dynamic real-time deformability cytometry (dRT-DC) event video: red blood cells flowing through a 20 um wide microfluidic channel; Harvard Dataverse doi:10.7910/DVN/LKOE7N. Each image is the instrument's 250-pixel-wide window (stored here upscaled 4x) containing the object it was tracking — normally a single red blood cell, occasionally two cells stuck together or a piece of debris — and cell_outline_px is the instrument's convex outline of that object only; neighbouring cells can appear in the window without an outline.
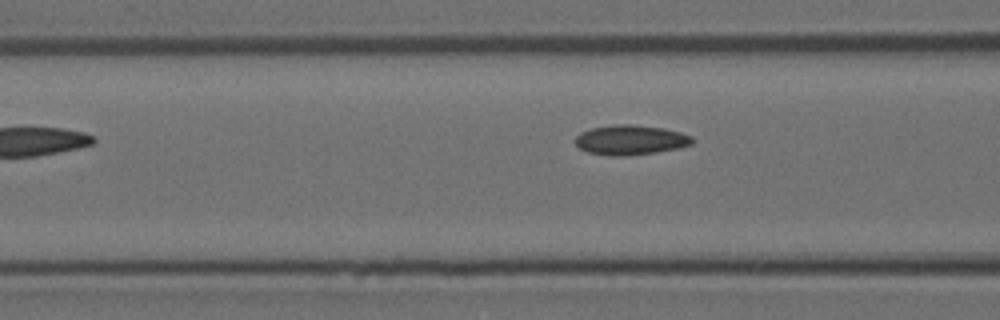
{"species": "Egyptian fruit bat (a non-hibernating species)", "species_latin": "Rousettus aegyptiacus", "temperature_condition": "room temperature", "stored_images_in_passage": 6, "camera_frame_rate_fps": 3000, "um_per_image_px": 0.085, "animal": {"sex": "female"}, "frame": {"image": 1, "passage_image": 6, "time_ms": 6.333, "image_size_px": [1000, 320], "cell_outline_px": [[692, 144], [676, 148], [656, 152], [624, 156], [608, 156], [588, 152], [580, 148], [576, 144], [576, 136], [580, 132], [592, 128], [616, 124], [632, 124], [664, 128], [680, 132], [692, 136]], "centroid_in_image_um": [53.57, 11.89], "position_along_channel_um": 113.0, "area_um2": 20.23}}